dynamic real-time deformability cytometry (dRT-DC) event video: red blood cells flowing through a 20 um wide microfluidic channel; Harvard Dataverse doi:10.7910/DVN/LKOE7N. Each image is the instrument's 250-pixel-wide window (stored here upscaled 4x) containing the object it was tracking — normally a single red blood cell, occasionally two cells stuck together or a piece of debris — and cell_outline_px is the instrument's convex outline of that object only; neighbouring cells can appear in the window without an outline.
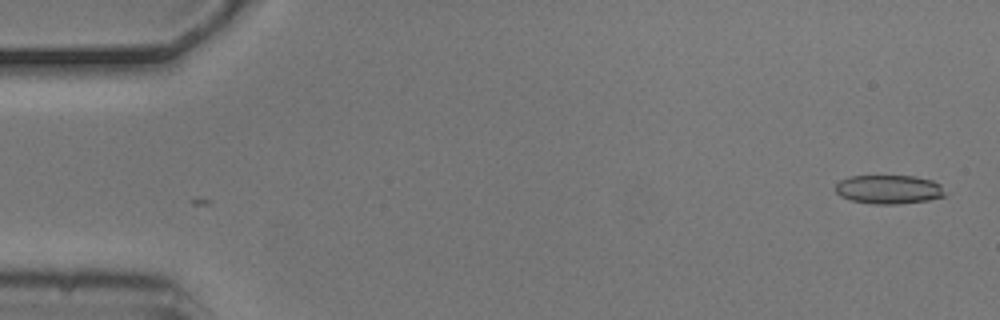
{"species": "common noctule bat (a hibernating species)", "species_latin": "Nyctalus noctula", "temperature_condition": "cold", "stored_images_in_passage": 2, "camera_frame_rate_fps": 3000, "um_per_image_px": 0.085, "animal": {"sex": "male", "body_mass_g": 20.5, "forearm_length_mm": 52.5}, "frame": {"image": 1, "passage_image": 2, "time_ms": 0.333, "image_size_px": [1000, 320], "cell_outline_px": [[948, 196], [928, 200], [896, 204], [872, 204], [852, 200], [840, 196], [836, 192], [836, 184], [840, 180], [848, 176], [916, 176], [932, 180], [940, 184], [948, 192]], "centroid_in_image_um": [75.6, 16.1], "position_along_channel_um": 9.4, "area_um2": 18.67}}